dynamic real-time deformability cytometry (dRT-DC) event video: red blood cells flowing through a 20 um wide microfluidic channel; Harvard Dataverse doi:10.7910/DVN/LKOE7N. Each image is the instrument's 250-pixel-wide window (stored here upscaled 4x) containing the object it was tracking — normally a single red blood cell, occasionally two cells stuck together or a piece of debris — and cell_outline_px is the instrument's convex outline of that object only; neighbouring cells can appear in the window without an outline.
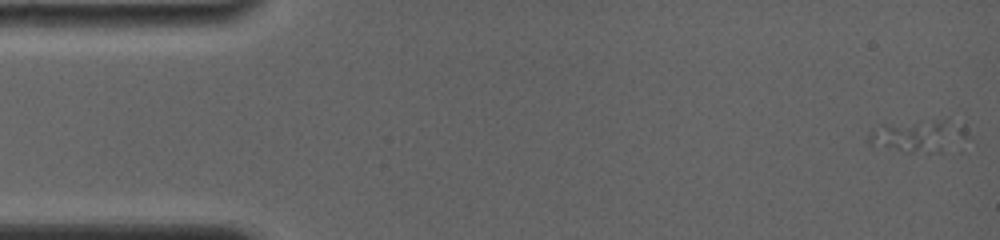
{"species": "common noctule bat (a hibernating species)", "species_latin": "Nyctalus noctula", "temperature_condition": "room temperature", "stored_images_in_passage": 4, "camera_frame_rate_fps": 4000, "um_per_image_px": 0.085, "animal": {"sex": "female", "body_mass_g": 19.0, "forearm_length_mm": 56.7}, "frame": {"image": 1, "passage_image": 1, "time_ms": 0.0, "image_size_px": [1000, 240], "cell_outline_px": [[944, 152], [908, 152], [872, 144], [868, 140], [868, 136], [872, 132], [884, 124], [940, 124], [944, 128]], "centroid_in_image_um": [77.34, 11.68], "position_along_channel_um": 7.7, "area_um2": 13.35}}